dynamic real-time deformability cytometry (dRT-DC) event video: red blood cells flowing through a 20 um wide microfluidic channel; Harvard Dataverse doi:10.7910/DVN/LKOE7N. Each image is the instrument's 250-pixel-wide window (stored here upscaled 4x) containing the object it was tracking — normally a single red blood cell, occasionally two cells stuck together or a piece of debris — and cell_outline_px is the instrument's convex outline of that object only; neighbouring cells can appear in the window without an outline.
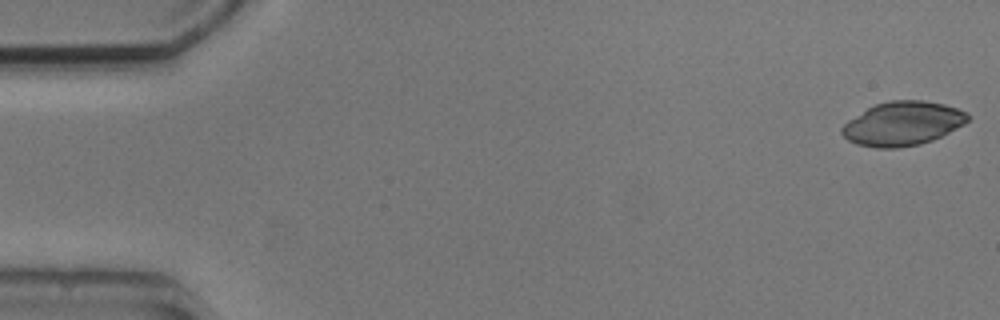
{"species": "common noctule bat (a hibernating species)", "species_latin": "Nyctalus noctula", "temperature_condition": "cold", "stored_images_in_passage": 4, "camera_frame_rate_fps": 3000, "um_per_image_px": 0.085, "animal": {"sex": "male", "body_mass_g": 20.5, "forearm_length_mm": 52.5}, "frame": {"image": 1, "passage_image": 1, "time_ms": 0.0, "image_size_px": [1000, 320], "cell_outline_px": [[972, 116], [964, 124], [932, 140], [920, 144], [900, 148], [876, 148], [856, 144], [848, 140], [840, 132], [840, 128], [848, 120], [868, 108], [876, 104], [888, 100], [924, 100], [944, 104], [968, 112]], "centroid_in_image_um": [76.72, 10.5], "position_along_channel_um": 8.3, "area_um2": 32.31}}